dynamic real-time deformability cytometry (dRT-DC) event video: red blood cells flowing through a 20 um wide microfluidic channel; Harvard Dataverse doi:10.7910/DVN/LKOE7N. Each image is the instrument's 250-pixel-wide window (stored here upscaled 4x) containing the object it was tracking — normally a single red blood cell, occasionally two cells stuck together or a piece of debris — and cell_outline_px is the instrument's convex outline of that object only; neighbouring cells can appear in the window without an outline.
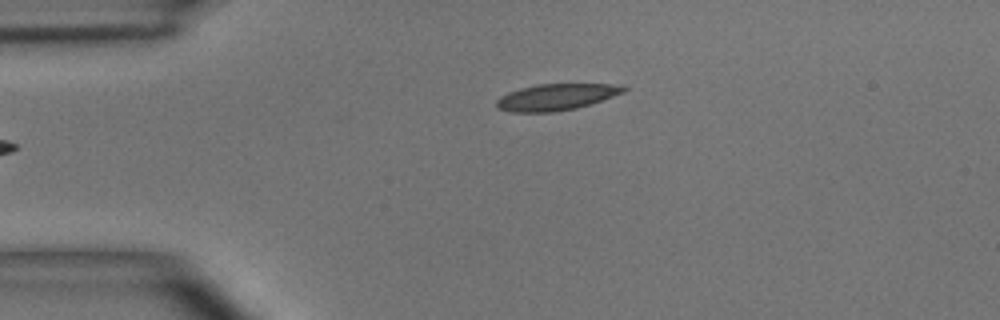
{"species": "common noctule bat (a hibernating species)", "species_latin": "Nyctalus noctula", "temperature_condition": "room temperature", "stored_images_in_passage": 5, "camera_frame_rate_fps": 3000, "um_per_image_px": 0.085, "animal": {"sex": "male", "body_mass_g": 15.6}, "frame": {"image": 1, "passage_image": 5, "time_ms": 4.667, "image_size_px": [1000, 320], "cell_outline_px": [[628, 88], [624, 92], [576, 108], [552, 112], [512, 112], [496, 108], [496, 100], [500, 96], [508, 92], [520, 88], [536, 84], [624, 84]], "centroid_in_image_um": [47.25, 8.24], "position_along_channel_um": 37.7, "area_um2": 19.54}}